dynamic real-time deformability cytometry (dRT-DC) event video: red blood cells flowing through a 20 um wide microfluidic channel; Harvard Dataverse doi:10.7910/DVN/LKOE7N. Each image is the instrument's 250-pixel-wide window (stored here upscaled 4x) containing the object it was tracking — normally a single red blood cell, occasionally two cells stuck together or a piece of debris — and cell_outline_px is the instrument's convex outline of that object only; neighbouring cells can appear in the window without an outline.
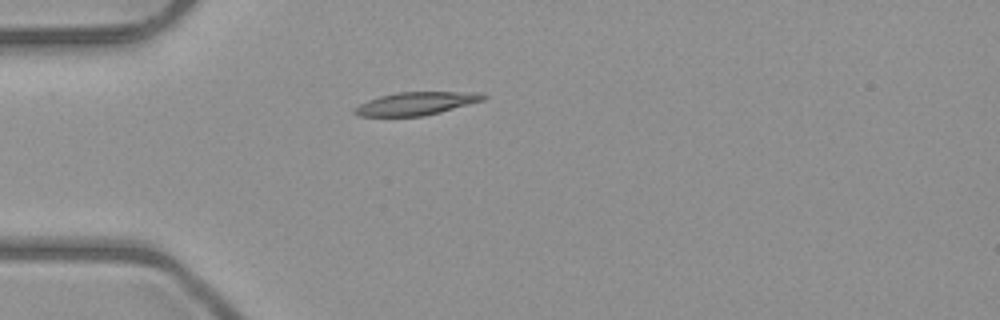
{"species": "common noctule bat (a hibernating species)", "species_latin": "Nyctalus noctula", "temperature_condition": "room temperature", "stored_images_in_passage": 3, "camera_frame_rate_fps": 3000, "um_per_image_px": 0.085, "animal": {"sex": "male", "body_mass_g": 23.1, "forearm_length_mm": 52.7}, "frame": {"image": 1, "passage_image": 3, "time_ms": 3.333, "image_size_px": [1000, 320], "cell_outline_px": [[488, 96], [484, 100], [440, 112], [424, 116], [360, 116], [352, 112], [352, 108], [368, 100], [380, 96], [396, 92], [484, 92]], "centroid_in_image_um": [35.38, 8.79], "position_along_channel_um": 49.6, "area_um2": 17.34}}